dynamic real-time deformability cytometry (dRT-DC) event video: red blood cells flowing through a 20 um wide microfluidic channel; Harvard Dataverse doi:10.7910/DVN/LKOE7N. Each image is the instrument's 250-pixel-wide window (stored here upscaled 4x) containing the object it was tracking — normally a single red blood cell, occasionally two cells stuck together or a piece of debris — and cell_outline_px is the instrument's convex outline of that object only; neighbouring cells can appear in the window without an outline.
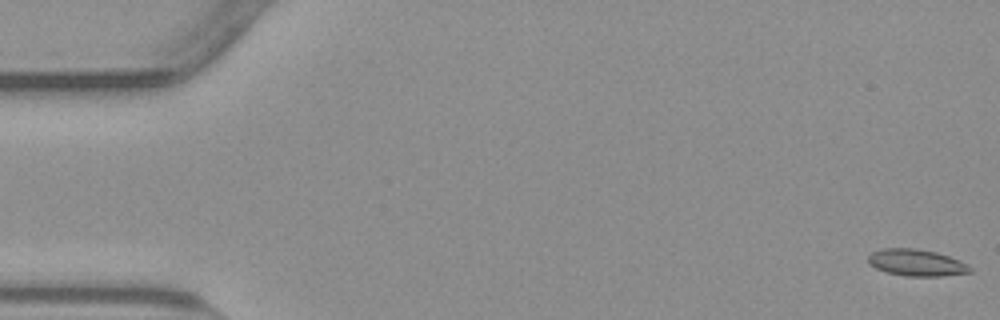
{"species": "common noctule bat (a hibernating species)", "species_latin": "Nyctalus noctula", "temperature_condition": "warm", "stored_images_in_passage": 55, "camera_frame_rate_fps": 3000, "um_per_image_px": 0.085, "animal": {"sex": "male", "body_mass_g": 23.1, "forearm_length_mm": 52.7}, "frame": {"image": 1, "passage_image": 1, "time_ms": 0.0, "image_size_px": [1000, 320], "cell_outline_px": [[972, 272], [940, 276], [904, 276], [888, 272], [876, 268], [868, 264], [868, 256], [872, 252], [880, 248], [916, 248], [936, 252], [960, 260], [968, 264], [972, 268]], "centroid_in_image_um": [77.9, 22.32], "position_along_channel_um": 7.1, "area_um2": 15.95}}
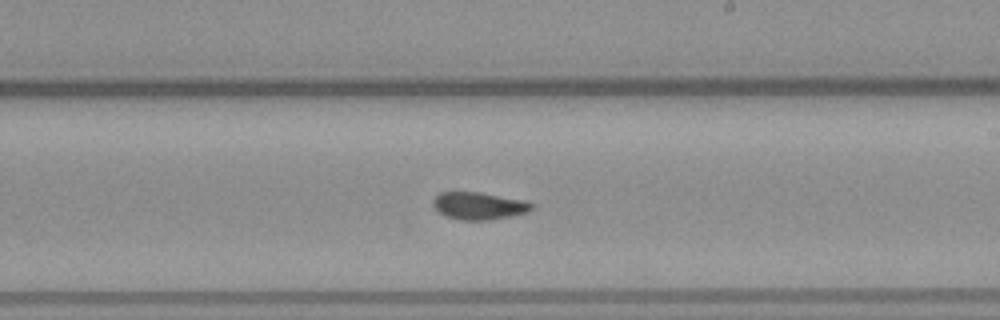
{"frame": {"image": 2, "passage_image": 32, "time_ms": 10.333, "image_size_px": [1000, 320], "cell_outline_px": [[536, 204], [528, 212], [512, 216], [488, 220], [460, 220], [448, 216], [440, 212], [432, 204], [432, 200], [440, 192], [480, 192], [524, 200]], "centroid_in_image_um": [40.74, 17.49], "position_along_channel_um": 248.3, "area_um2": 15.72}}
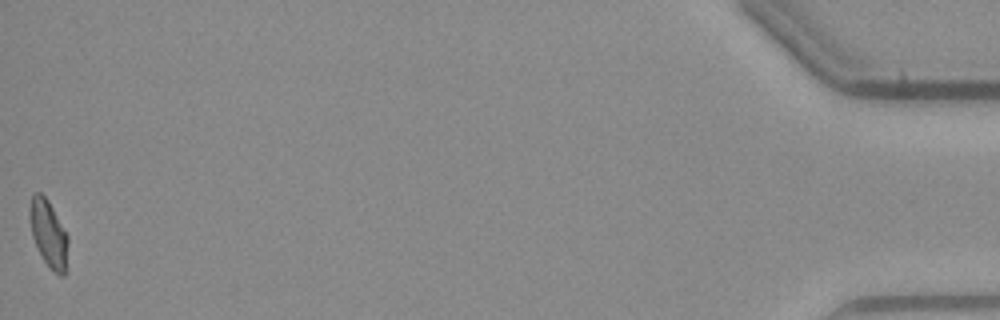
{"frame": {"image": 3, "passage_image": 55, "time_ms": 18.0, "image_size_px": [1000, 320], "cell_outline_px": [[68, 244], [64, 276], [60, 276], [48, 268], [32, 236], [28, 216], [28, 208], [32, 196], [36, 192], [40, 192], [48, 200], [68, 236]], "centroid_in_image_um": [4.1, 19.85], "position_along_channel_um": 431.1, "area_um2": 14.91}, "authors_computed_cell_mechanics": {"area_um2": 15.7216, "velocity_mm_per_s": 3.7927, "shape_relaxation_time_tau1_ms": null, "shape_relaxation_time_tau2_ms": 1.536, "deformation_change_tau1": null, "deformation_change_tau2": 0.0554}}